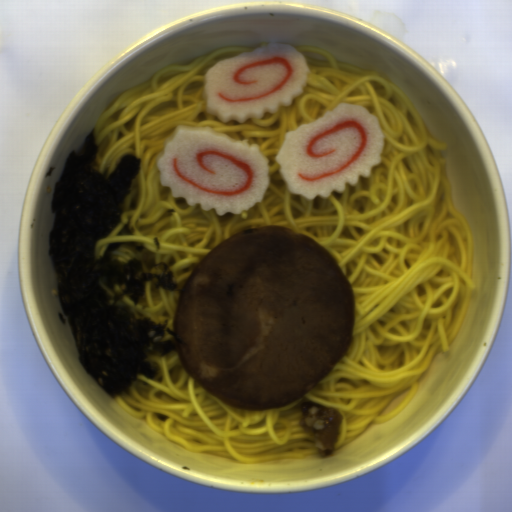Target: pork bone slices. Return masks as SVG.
Listing matches in <instances>:
<instances>
[{
	"instance_id": "d1f655de",
	"label": "pork bone slices",
	"mask_w": 512,
	"mask_h": 512,
	"mask_svg": "<svg viewBox=\"0 0 512 512\" xmlns=\"http://www.w3.org/2000/svg\"><path fill=\"white\" fill-rule=\"evenodd\" d=\"M353 286L328 249L290 228L253 227L215 246L181 287L173 329L190 376L233 408L302 397L346 356Z\"/></svg>"
},
{
	"instance_id": "8bd94acc",
	"label": "pork bone slices",
	"mask_w": 512,
	"mask_h": 512,
	"mask_svg": "<svg viewBox=\"0 0 512 512\" xmlns=\"http://www.w3.org/2000/svg\"><path fill=\"white\" fill-rule=\"evenodd\" d=\"M342 415L326 405L305 401L302 404L301 429L314 438L316 447L323 457H328L339 439Z\"/></svg>"
}]
</instances>
